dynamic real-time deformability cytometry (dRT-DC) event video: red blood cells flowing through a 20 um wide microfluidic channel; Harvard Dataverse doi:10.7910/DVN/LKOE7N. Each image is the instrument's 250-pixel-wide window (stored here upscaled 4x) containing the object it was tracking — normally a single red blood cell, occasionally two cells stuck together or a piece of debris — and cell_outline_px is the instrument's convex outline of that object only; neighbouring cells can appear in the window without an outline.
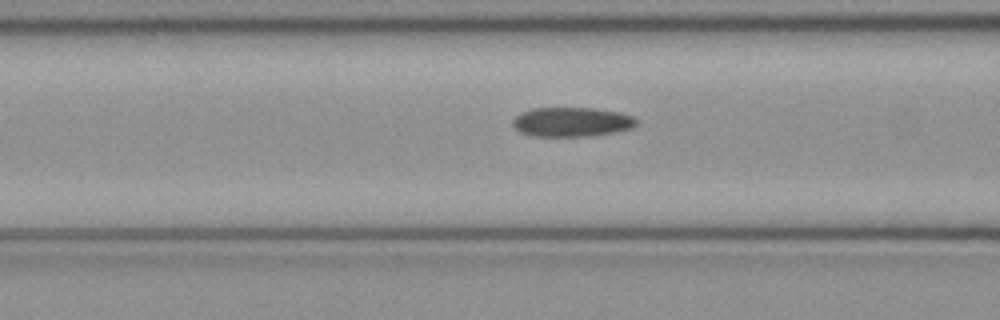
{"species": "common noctule bat (a hibernating species)", "species_latin": "Nyctalus noctula", "temperature_condition": "cold", "stored_images_in_passage": 39, "camera_frame_rate_fps": 3000, "um_per_image_px": 0.085, "animal": {"sex": "female", "body_mass_g": 21.9}, "frame": {"image": 1, "passage_image": 8, "time_ms": 2.333, "image_size_px": [1000, 320], "cell_outline_px": [[636, 124], [632, 128], [616, 132], [588, 136], [532, 136], [520, 132], [512, 124], [512, 120], [520, 112], [532, 108], [596, 108], [620, 112], [632, 116], [636, 120]], "centroid_in_image_um": [48.58, 10.36], "position_along_channel_um": 118.0, "area_um2": 21.27}}
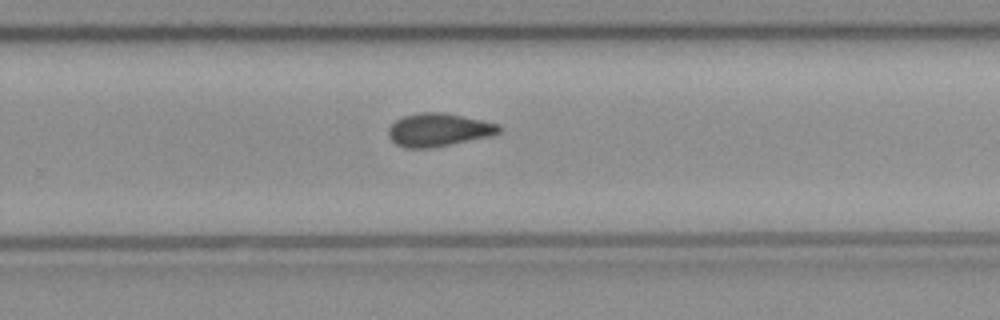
{"frame": {"image": 2, "passage_image": 21, "time_ms": 6.667, "image_size_px": [1000, 320], "cell_outline_px": [[500, 132], [492, 136], [432, 148], [404, 148], [396, 144], [388, 136], [388, 128], [396, 120], [404, 116], [420, 112], [440, 112], [464, 116], [500, 124]], "centroid_in_image_um": [37.28, 11.04], "position_along_channel_um": 292.5, "area_um2": 21.44}}
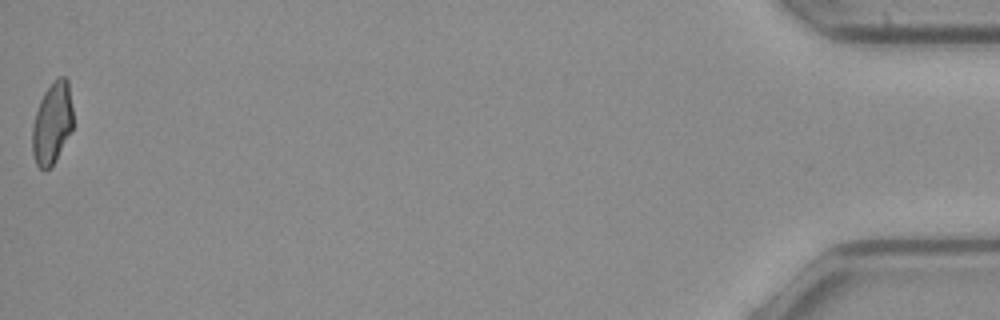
{"frame": {"image": 3, "passage_image": 39, "time_ms": 12.667, "image_size_px": [1000, 320], "cell_outline_px": [[72, 128], [52, 164], [44, 172], [36, 164], [32, 152], [32, 124], [40, 100], [44, 92], [60, 76], [64, 76], [68, 80], [72, 108]], "centroid_in_image_um": [4.41, 10.47], "position_along_channel_um": 430.8, "area_um2": 18.96}, "authors_computed_cell_mechanics": {"area_um2": 21.1548, "velocity_mm_per_s": 4.0315, "shape_relaxation_time_tau1_ms": null, "shape_relaxation_time_tau2_ms": 7.2096, "deformation_change_tau1": null, "deformation_change_tau2": 0.1389}}